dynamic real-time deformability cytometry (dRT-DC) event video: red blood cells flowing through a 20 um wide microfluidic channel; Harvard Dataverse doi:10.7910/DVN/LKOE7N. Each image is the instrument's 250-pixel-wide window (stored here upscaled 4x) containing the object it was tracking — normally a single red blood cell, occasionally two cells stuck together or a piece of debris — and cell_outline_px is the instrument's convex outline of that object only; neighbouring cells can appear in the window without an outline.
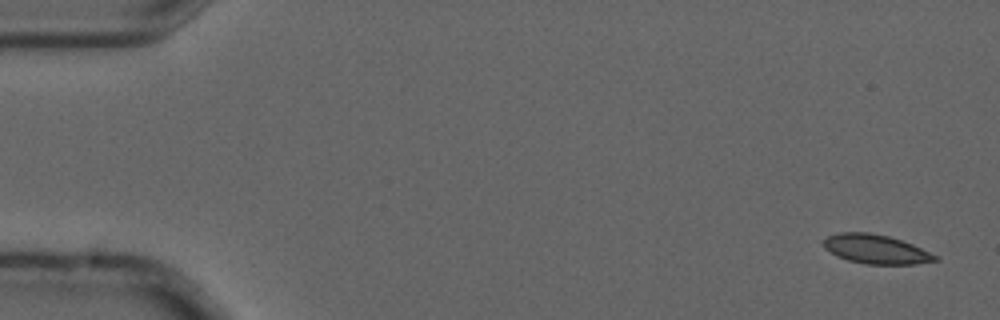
{"species": "common noctule bat (a hibernating species)", "species_latin": "Nyctalus noctula", "temperature_condition": "cold", "stored_images_in_passage": 5, "camera_frame_rate_fps": 3000, "um_per_image_px": 0.085, "animal": {"sex": "male", "forearm_length_mm": 52.5}, "frame": {"image": 1, "passage_image": 1, "time_ms": 0.0, "image_size_px": [1000, 320], "cell_outline_px": [[940, 260], [916, 264], [864, 264], [848, 260], [836, 256], [824, 248], [824, 240], [828, 236], [840, 232], [868, 232], [888, 236], [912, 244], [940, 256]], "centroid_in_image_um": [74.48, 21.19], "position_along_channel_um": 10.5, "area_um2": 19.02}}
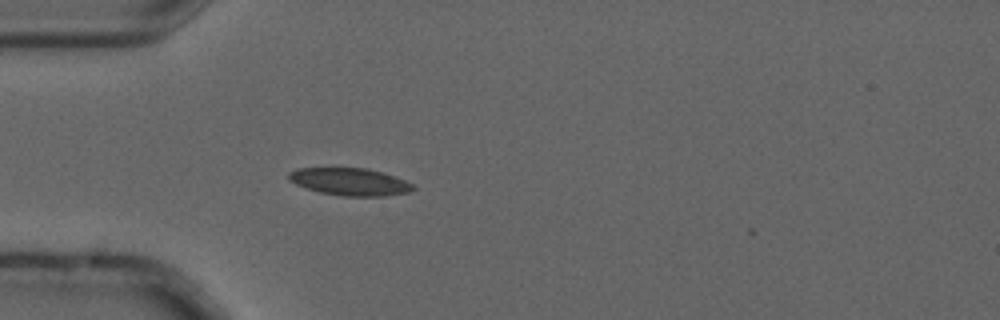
{"frame": {"image": 2, "passage_image": 5, "time_ms": 1.333, "image_size_px": [1000, 320], "cell_outline_px": [[416, 188], [408, 192], [384, 196], [340, 196], [320, 192], [296, 184], [288, 180], [288, 172], [296, 168], [368, 168], [384, 172], [404, 180], [412, 184]], "centroid_in_image_um": [29.73, 15.44], "position_along_channel_um": 55.3, "area_um2": 19.88}}